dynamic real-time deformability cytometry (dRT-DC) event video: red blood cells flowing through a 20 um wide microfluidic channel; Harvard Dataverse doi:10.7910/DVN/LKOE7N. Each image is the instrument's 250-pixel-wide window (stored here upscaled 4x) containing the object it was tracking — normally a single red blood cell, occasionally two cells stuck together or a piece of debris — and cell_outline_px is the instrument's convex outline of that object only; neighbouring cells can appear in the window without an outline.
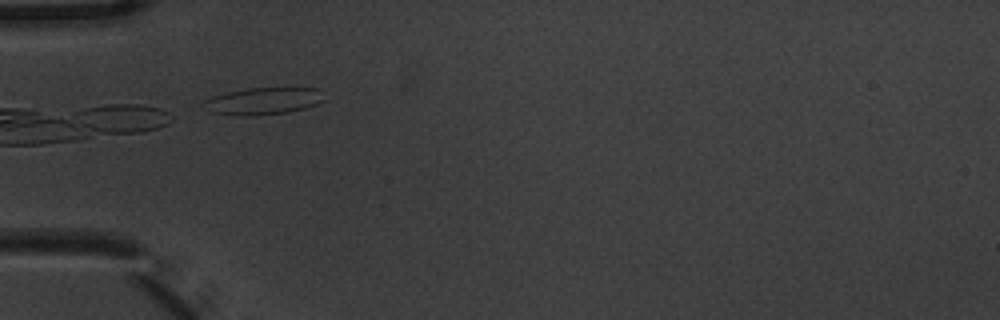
{"species": "common noctule bat (a hibernating species)", "species_latin": "Nyctalus noctula", "temperature_condition": "warm", "stored_images_in_passage": 5, "camera_frame_rate_fps": 3000, "um_per_image_px": 0.085, "animal": {"sex": "male", "body_mass_g": 20.1, "forearm_length_mm": 53.5}, "frame": {"image": 1, "passage_image": 4, "time_ms": 1.0, "image_size_px": [1000, 320], "cell_outline_px": [[324, 100], [316, 104], [304, 108], [288, 112], [252, 116], [240, 116], [208, 112], [204, 100], [212, 96], [228, 92], [248, 88], [316, 88]], "centroid_in_image_um": [22.33, 8.6], "position_along_channel_um": 62.7, "area_um2": 18.73}}